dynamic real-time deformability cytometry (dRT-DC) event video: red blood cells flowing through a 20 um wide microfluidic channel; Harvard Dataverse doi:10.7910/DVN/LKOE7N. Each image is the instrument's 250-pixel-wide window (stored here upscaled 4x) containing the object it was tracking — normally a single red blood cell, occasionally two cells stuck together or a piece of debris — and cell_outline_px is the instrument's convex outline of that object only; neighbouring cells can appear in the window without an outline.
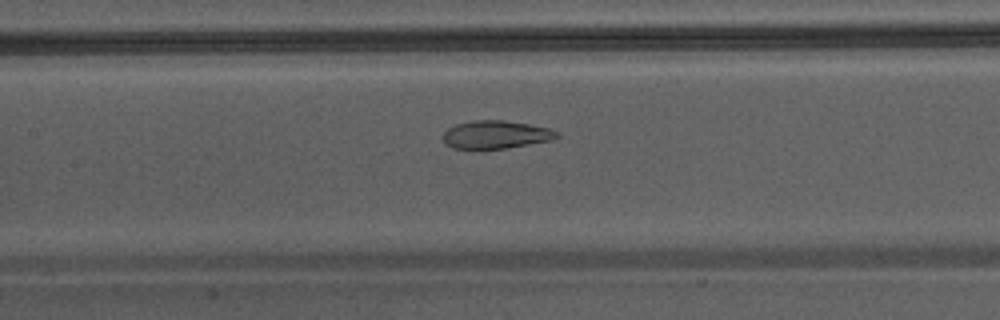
{"species": "Egyptian fruit bat (a non-hibernating species)", "species_latin": "Rousettus aegyptiacus", "temperature_condition": "warm", "stored_images_in_passage": 28, "camera_frame_rate_fps": 3000, "um_per_image_px": 0.085, "animal": {"sex": "male"}, "frame": {"image": 1, "passage_image": 9, "time_ms": 2.667, "image_size_px": [1000, 320], "cell_outline_px": [[560, 136], [552, 140], [504, 148], [476, 152], [452, 148], [444, 144], [440, 136], [448, 128], [456, 124], [472, 120], [504, 120], [528, 124], [548, 128], [560, 132]], "centroid_in_image_um": [42.05, 11.48], "position_along_channel_um": 165.4, "area_um2": 19.36}}
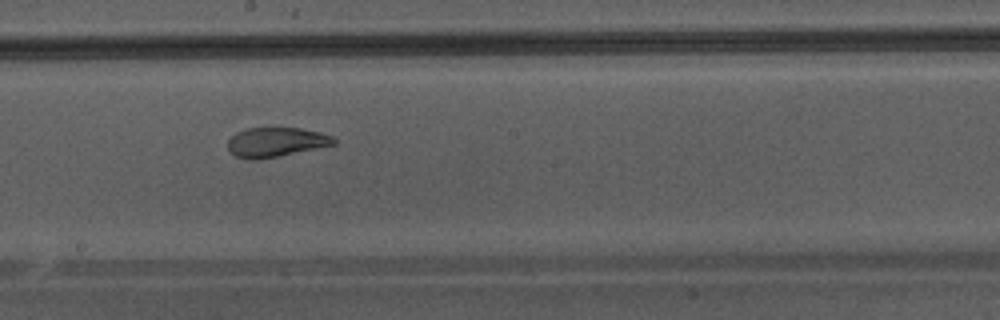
{"frame": {"image": 2, "passage_image": 13, "time_ms": 4.0, "image_size_px": [1000, 320], "cell_outline_px": [[336, 144], [256, 160], [252, 160], [236, 156], [228, 148], [228, 140], [236, 132], [248, 128], [272, 124], [300, 128], [320, 132], [332, 136], [336, 140]], "centroid_in_image_um": [23.44, 12.02], "position_along_channel_um": 224.8, "area_um2": 18.67}}
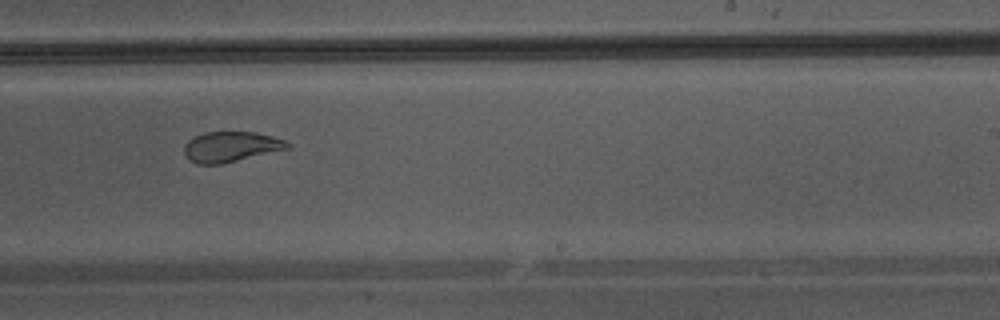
{"frame": {"image": 3, "passage_image": 16, "time_ms": 5.0, "image_size_px": [1000, 320], "cell_outline_px": [[292, 148], [220, 164], [196, 164], [188, 160], [184, 152], [184, 144], [188, 140], [204, 132], [256, 132], [272, 136], [284, 140], [292, 144]], "centroid_in_image_um": [19.64, 12.47], "position_along_channel_um": 269.4, "area_um2": 18.38}}